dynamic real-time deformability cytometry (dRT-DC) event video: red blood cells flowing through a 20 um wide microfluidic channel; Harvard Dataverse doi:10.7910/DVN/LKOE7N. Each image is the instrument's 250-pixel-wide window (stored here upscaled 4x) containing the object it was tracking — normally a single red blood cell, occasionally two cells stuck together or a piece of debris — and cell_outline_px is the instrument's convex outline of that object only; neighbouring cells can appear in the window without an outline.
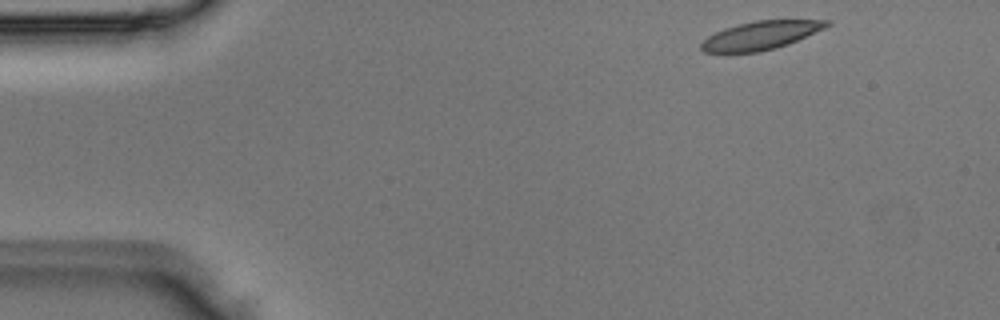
{"species": "Egyptian fruit bat (a non-hibernating species)", "species_latin": "Rousettus aegyptiacus", "temperature_condition": "room temperature", "stored_images_in_passage": 2, "camera_frame_rate_fps": 3000, "um_per_image_px": 0.085, "animal": {"sex": "male"}, "frame": {"image": 1, "passage_image": 1, "time_ms": 0.0, "image_size_px": [1000, 320], "cell_outline_px": [[832, 24], [824, 28], [788, 44], [776, 48], [756, 52], [704, 52], [700, 48], [700, 44], [708, 36], [724, 28], [736, 24], [756, 20], [832, 20]], "centroid_in_image_um": [64.66, 3.0], "position_along_channel_um": 20.3, "area_um2": 20.63}}